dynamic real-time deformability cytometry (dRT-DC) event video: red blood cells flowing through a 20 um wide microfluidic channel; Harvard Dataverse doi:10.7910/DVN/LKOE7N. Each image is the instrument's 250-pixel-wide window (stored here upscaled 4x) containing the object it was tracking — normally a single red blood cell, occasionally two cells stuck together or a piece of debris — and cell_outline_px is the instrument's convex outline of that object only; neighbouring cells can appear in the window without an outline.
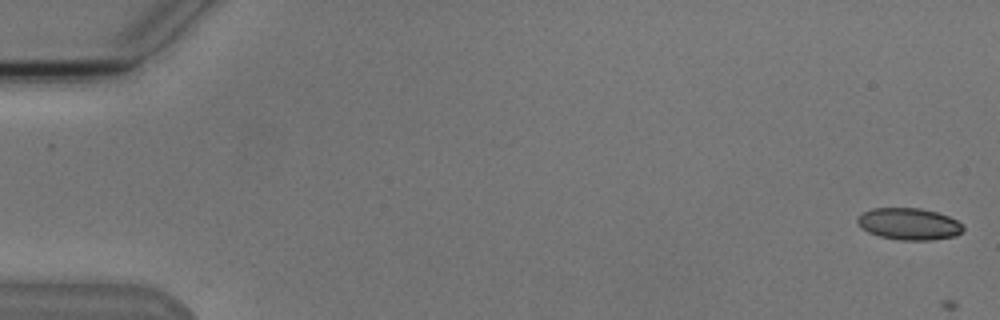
{"species": "Egyptian fruit bat (a non-hibernating species)", "species_latin": "Rousettus aegyptiacus", "temperature_condition": "cold", "stored_images_in_passage": 6, "camera_frame_rate_fps": 3000, "um_per_image_px": 0.085, "animal": {"sex": "male"}, "frame": {"image": 1, "passage_image": 1, "time_ms": 0.0, "image_size_px": [1000, 320], "cell_outline_px": [[964, 228], [956, 236], [932, 240], [900, 240], [880, 236], [868, 232], [856, 220], [864, 212], [872, 208], [920, 208], [936, 212], [948, 216], [956, 220]], "centroid_in_image_um": [77.28, 19.04], "position_along_channel_um": 7.7, "area_um2": 19.31}}